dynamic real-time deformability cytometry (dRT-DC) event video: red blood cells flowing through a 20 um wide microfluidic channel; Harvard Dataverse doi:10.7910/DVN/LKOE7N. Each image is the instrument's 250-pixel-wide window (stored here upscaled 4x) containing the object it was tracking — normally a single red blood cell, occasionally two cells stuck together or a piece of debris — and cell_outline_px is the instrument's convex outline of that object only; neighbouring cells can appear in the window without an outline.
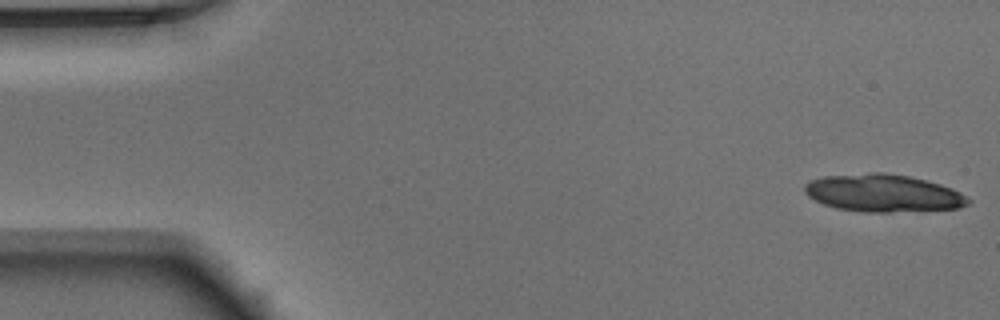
{"species": "Egyptian fruit bat (a non-hibernating species)", "species_latin": "Rousettus aegyptiacus", "temperature_condition": "warm", "stored_images_in_passage": 24, "camera_frame_rate_fps": 3000, "um_per_image_px": 0.085, "animal": {"sex": "male"}, "frame": {"image": 1, "passage_image": 1, "time_ms": 0.0, "image_size_px": [1000, 320], "cell_outline_px": [[972, 200], [968, 204], [956, 208], [888, 212], [864, 212], [836, 208], [824, 204], [808, 196], [804, 192], [804, 184], [808, 180], [824, 176], [872, 172], [884, 172], [908, 176], [928, 180], [952, 188], [960, 192]], "centroid_in_image_um": [75.04, 16.4], "position_along_channel_um": 10.0, "area_um2": 35.84}}
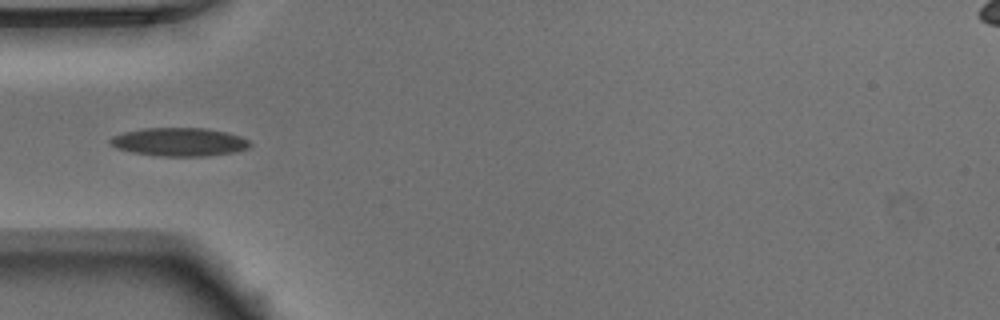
{"frame": {"image": 2, "passage_image": 16, "time_ms": 5.0, "image_size_px": [1000, 320], "cell_outline_px": [[252, 144], [248, 148], [236, 152], [208, 156], [160, 156], [132, 152], [116, 148], [108, 144], [108, 140], [112, 136], [124, 132], [144, 128], [204, 128], [224, 132], [240, 136], [248, 140]], "centroid_in_image_um": [15.22, 12.07], "position_along_channel_um": 69.8, "area_um2": 23.18}}
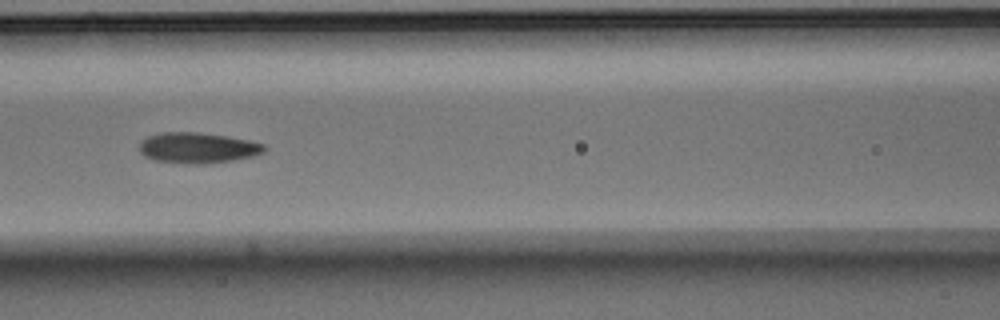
{"frame": {"image": 3, "passage_image": 22, "time_ms": 7.0, "image_size_px": [1000, 320], "cell_outline_px": [[268, 148], [264, 152], [252, 156], [232, 160], [204, 164], [192, 164], [152, 160], [144, 156], [140, 152], [140, 140], [148, 136], [160, 132], [200, 132], [248, 140], [264, 144]], "centroid_in_image_um": [16.78, 12.56], "position_along_channel_um": 149.8, "area_um2": 22.37}}